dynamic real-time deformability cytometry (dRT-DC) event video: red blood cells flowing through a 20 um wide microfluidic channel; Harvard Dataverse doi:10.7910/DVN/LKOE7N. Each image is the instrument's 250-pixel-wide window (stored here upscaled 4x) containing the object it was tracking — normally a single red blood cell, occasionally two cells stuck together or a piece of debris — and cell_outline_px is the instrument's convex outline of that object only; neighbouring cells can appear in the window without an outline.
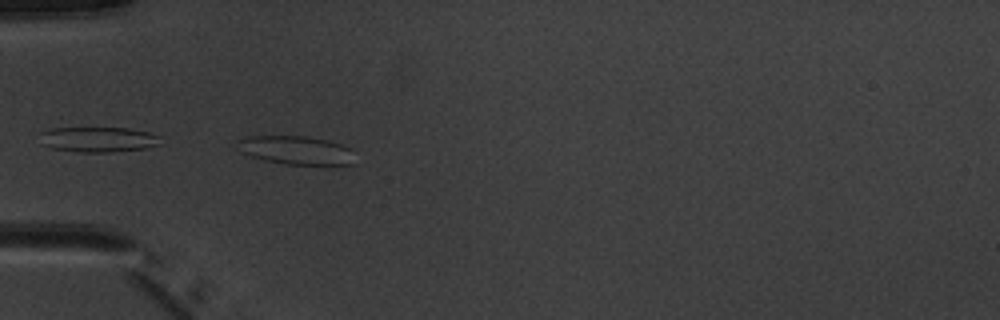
{"species": "common noctule bat (a hibernating species)", "species_latin": "Nyctalus noctula", "temperature_condition": "warm", "stored_images_in_passage": 10, "camera_frame_rate_fps": 3000, "um_per_image_px": 0.085, "animal": {"sex": "male", "body_mass_g": 20.1, "forearm_length_mm": 53.5}, "frame": {"image": 1, "passage_image": 5, "time_ms": 4.667, "image_size_px": [1000, 320], "cell_outline_px": [[352, 164], [284, 164], [264, 160], [252, 156], [244, 152], [236, 140], [248, 136], [308, 136], [328, 140], [352, 148]], "centroid_in_image_um": [25.19, 12.75], "position_along_channel_um": 59.8, "area_um2": 19.19}}
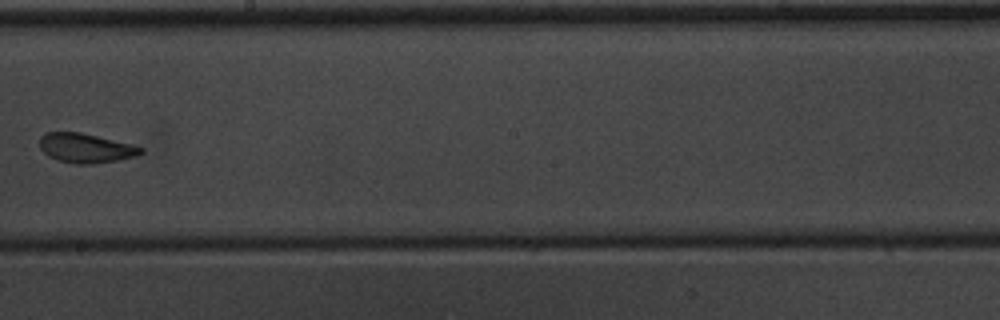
{"frame": {"image": 2, "passage_image": 9, "time_ms": 9.333, "image_size_px": [1000, 320], "cell_outline_px": [[144, 152], [136, 156], [120, 160], [92, 164], [72, 164], [56, 160], [48, 156], [40, 148], [40, 136], [44, 132], [80, 132], [132, 144], [144, 148]], "centroid_in_image_um": [7.28, 12.59], "position_along_channel_um": 240.9, "area_um2": 17.57}}
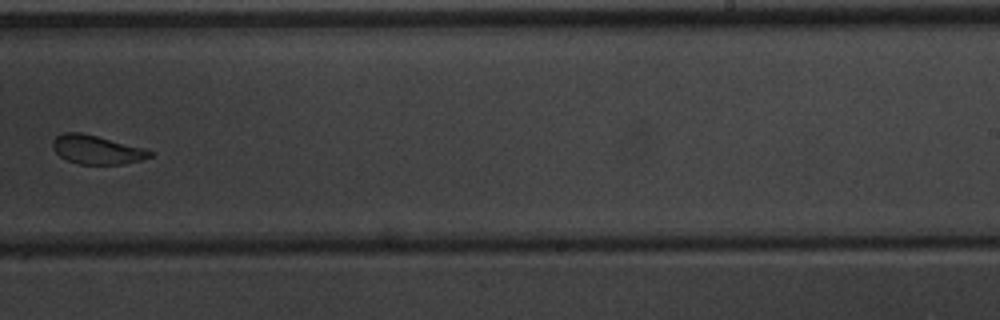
{"frame": {"image": 3, "passage_image": 10, "time_ms": 10.333, "image_size_px": [1000, 320], "cell_outline_px": [[156, 152], [152, 156], [140, 160], [124, 164], [80, 164], [68, 160], [60, 156], [52, 148], [52, 140], [56, 136], [64, 132], [80, 132], [144, 148]], "centroid_in_image_um": [8.22, 12.72], "position_along_channel_um": 280.8, "area_um2": 16.24}}